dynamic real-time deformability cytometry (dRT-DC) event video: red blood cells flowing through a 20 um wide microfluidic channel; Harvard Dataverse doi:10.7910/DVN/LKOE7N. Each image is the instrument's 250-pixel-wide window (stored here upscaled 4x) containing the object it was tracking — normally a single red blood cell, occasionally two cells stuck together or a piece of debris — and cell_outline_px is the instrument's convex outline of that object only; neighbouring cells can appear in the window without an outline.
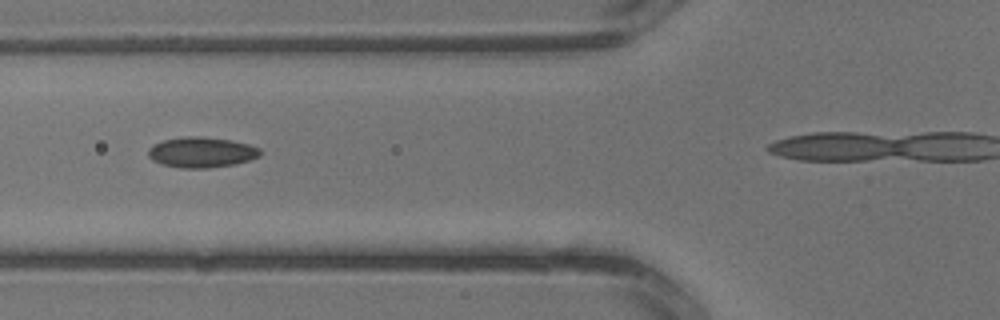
{"species": "common noctule bat (a hibernating species)", "species_latin": "Nyctalus noctula", "temperature_condition": "warm", "stored_images_in_passage": 3, "camera_frame_rate_fps": 3000, "um_per_image_px": 0.085, "animal": {"sex": "male", "body_mass_g": 13.3}, "frame": {"image": 1, "passage_image": 2, "time_ms": 0.333, "image_size_px": [1000, 320], "cell_outline_px": [[260, 156], [236, 164], [208, 168], [180, 168], [160, 164], [152, 160], [148, 156], [148, 148], [152, 144], [164, 140], [184, 136], [200, 136], [232, 140], [248, 144], [260, 148]], "centroid_in_image_um": [17.1, 12.94], "position_along_channel_um": 108.7, "area_um2": 20.06}}